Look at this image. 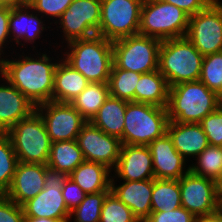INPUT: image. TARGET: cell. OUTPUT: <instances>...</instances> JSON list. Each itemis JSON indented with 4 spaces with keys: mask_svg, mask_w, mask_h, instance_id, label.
<instances>
[{
    "mask_svg": "<svg viewBox=\"0 0 222 222\" xmlns=\"http://www.w3.org/2000/svg\"><path fill=\"white\" fill-rule=\"evenodd\" d=\"M22 60L1 59V77L16 87L35 106L52 101L54 73L58 63L46 54L39 59L24 56Z\"/></svg>",
    "mask_w": 222,
    "mask_h": 222,
    "instance_id": "cell-1",
    "label": "cell"
},
{
    "mask_svg": "<svg viewBox=\"0 0 222 222\" xmlns=\"http://www.w3.org/2000/svg\"><path fill=\"white\" fill-rule=\"evenodd\" d=\"M169 121L200 123L218 108V94L200 81L183 82L169 87Z\"/></svg>",
    "mask_w": 222,
    "mask_h": 222,
    "instance_id": "cell-2",
    "label": "cell"
},
{
    "mask_svg": "<svg viewBox=\"0 0 222 222\" xmlns=\"http://www.w3.org/2000/svg\"><path fill=\"white\" fill-rule=\"evenodd\" d=\"M64 60L89 82L108 83L113 65L112 41L95 35L70 41Z\"/></svg>",
    "mask_w": 222,
    "mask_h": 222,
    "instance_id": "cell-3",
    "label": "cell"
},
{
    "mask_svg": "<svg viewBox=\"0 0 222 222\" xmlns=\"http://www.w3.org/2000/svg\"><path fill=\"white\" fill-rule=\"evenodd\" d=\"M203 57L186 36L163 40L159 47L158 70L169 87L199 81Z\"/></svg>",
    "mask_w": 222,
    "mask_h": 222,
    "instance_id": "cell-4",
    "label": "cell"
},
{
    "mask_svg": "<svg viewBox=\"0 0 222 222\" xmlns=\"http://www.w3.org/2000/svg\"><path fill=\"white\" fill-rule=\"evenodd\" d=\"M166 107L127 102L124 116L123 145L148 146L167 133Z\"/></svg>",
    "mask_w": 222,
    "mask_h": 222,
    "instance_id": "cell-5",
    "label": "cell"
},
{
    "mask_svg": "<svg viewBox=\"0 0 222 222\" xmlns=\"http://www.w3.org/2000/svg\"><path fill=\"white\" fill-rule=\"evenodd\" d=\"M189 15L173 4L160 0H144L141 8L139 33L161 41L185 37Z\"/></svg>",
    "mask_w": 222,
    "mask_h": 222,
    "instance_id": "cell-6",
    "label": "cell"
},
{
    "mask_svg": "<svg viewBox=\"0 0 222 222\" xmlns=\"http://www.w3.org/2000/svg\"><path fill=\"white\" fill-rule=\"evenodd\" d=\"M6 134L11 139L18 162L47 165L52 142L44 120L36 110L16 123Z\"/></svg>",
    "mask_w": 222,
    "mask_h": 222,
    "instance_id": "cell-7",
    "label": "cell"
},
{
    "mask_svg": "<svg viewBox=\"0 0 222 222\" xmlns=\"http://www.w3.org/2000/svg\"><path fill=\"white\" fill-rule=\"evenodd\" d=\"M161 40L140 34L112 42L113 64L140 74L158 70Z\"/></svg>",
    "mask_w": 222,
    "mask_h": 222,
    "instance_id": "cell-8",
    "label": "cell"
},
{
    "mask_svg": "<svg viewBox=\"0 0 222 222\" xmlns=\"http://www.w3.org/2000/svg\"><path fill=\"white\" fill-rule=\"evenodd\" d=\"M144 0H101L99 36L109 41L139 33Z\"/></svg>",
    "mask_w": 222,
    "mask_h": 222,
    "instance_id": "cell-9",
    "label": "cell"
},
{
    "mask_svg": "<svg viewBox=\"0 0 222 222\" xmlns=\"http://www.w3.org/2000/svg\"><path fill=\"white\" fill-rule=\"evenodd\" d=\"M67 177L65 173L47 166L44 189L22 205L24 216L70 222V212L62 196L63 183Z\"/></svg>",
    "mask_w": 222,
    "mask_h": 222,
    "instance_id": "cell-10",
    "label": "cell"
},
{
    "mask_svg": "<svg viewBox=\"0 0 222 222\" xmlns=\"http://www.w3.org/2000/svg\"><path fill=\"white\" fill-rule=\"evenodd\" d=\"M186 37L203 56L222 51V3L212 1L189 16Z\"/></svg>",
    "mask_w": 222,
    "mask_h": 222,
    "instance_id": "cell-11",
    "label": "cell"
},
{
    "mask_svg": "<svg viewBox=\"0 0 222 222\" xmlns=\"http://www.w3.org/2000/svg\"><path fill=\"white\" fill-rule=\"evenodd\" d=\"M182 207L196 218L217 212L222 207L215 181L190 170L179 179Z\"/></svg>",
    "mask_w": 222,
    "mask_h": 222,
    "instance_id": "cell-12",
    "label": "cell"
},
{
    "mask_svg": "<svg viewBox=\"0 0 222 222\" xmlns=\"http://www.w3.org/2000/svg\"><path fill=\"white\" fill-rule=\"evenodd\" d=\"M36 111L44 120L51 142L76 140L88 122L68 102L49 101L36 106Z\"/></svg>",
    "mask_w": 222,
    "mask_h": 222,
    "instance_id": "cell-13",
    "label": "cell"
},
{
    "mask_svg": "<svg viewBox=\"0 0 222 222\" xmlns=\"http://www.w3.org/2000/svg\"><path fill=\"white\" fill-rule=\"evenodd\" d=\"M101 20V0H74L58 19L67 44L98 34Z\"/></svg>",
    "mask_w": 222,
    "mask_h": 222,
    "instance_id": "cell-14",
    "label": "cell"
},
{
    "mask_svg": "<svg viewBox=\"0 0 222 222\" xmlns=\"http://www.w3.org/2000/svg\"><path fill=\"white\" fill-rule=\"evenodd\" d=\"M76 141L85 161L103 164L110 170L116 167L122 146L119 138L106 134L88 121Z\"/></svg>",
    "mask_w": 222,
    "mask_h": 222,
    "instance_id": "cell-15",
    "label": "cell"
},
{
    "mask_svg": "<svg viewBox=\"0 0 222 222\" xmlns=\"http://www.w3.org/2000/svg\"><path fill=\"white\" fill-rule=\"evenodd\" d=\"M46 167L40 163L18 162L5 195L20 206L37 196L44 189Z\"/></svg>",
    "mask_w": 222,
    "mask_h": 222,
    "instance_id": "cell-16",
    "label": "cell"
},
{
    "mask_svg": "<svg viewBox=\"0 0 222 222\" xmlns=\"http://www.w3.org/2000/svg\"><path fill=\"white\" fill-rule=\"evenodd\" d=\"M148 147L152 155L154 178L179 180L189 171V167L183 170L186 160L175 149L168 133L152 141Z\"/></svg>",
    "mask_w": 222,
    "mask_h": 222,
    "instance_id": "cell-17",
    "label": "cell"
},
{
    "mask_svg": "<svg viewBox=\"0 0 222 222\" xmlns=\"http://www.w3.org/2000/svg\"><path fill=\"white\" fill-rule=\"evenodd\" d=\"M115 175L124 181L154 179L151 151L148 146L122 145Z\"/></svg>",
    "mask_w": 222,
    "mask_h": 222,
    "instance_id": "cell-18",
    "label": "cell"
},
{
    "mask_svg": "<svg viewBox=\"0 0 222 222\" xmlns=\"http://www.w3.org/2000/svg\"><path fill=\"white\" fill-rule=\"evenodd\" d=\"M114 184L111 178V192L132 210L139 222H144L151 213L153 179L124 181L120 186Z\"/></svg>",
    "mask_w": 222,
    "mask_h": 222,
    "instance_id": "cell-19",
    "label": "cell"
},
{
    "mask_svg": "<svg viewBox=\"0 0 222 222\" xmlns=\"http://www.w3.org/2000/svg\"><path fill=\"white\" fill-rule=\"evenodd\" d=\"M6 83L0 85V133H6L36 110V106L16 87L8 81Z\"/></svg>",
    "mask_w": 222,
    "mask_h": 222,
    "instance_id": "cell-20",
    "label": "cell"
},
{
    "mask_svg": "<svg viewBox=\"0 0 222 222\" xmlns=\"http://www.w3.org/2000/svg\"><path fill=\"white\" fill-rule=\"evenodd\" d=\"M167 133L172 139L178 153L187 156H198L209 146L208 138L200 123H179L169 121Z\"/></svg>",
    "mask_w": 222,
    "mask_h": 222,
    "instance_id": "cell-21",
    "label": "cell"
},
{
    "mask_svg": "<svg viewBox=\"0 0 222 222\" xmlns=\"http://www.w3.org/2000/svg\"><path fill=\"white\" fill-rule=\"evenodd\" d=\"M90 82L77 70L63 62H58L54 73L52 101L70 103Z\"/></svg>",
    "mask_w": 222,
    "mask_h": 222,
    "instance_id": "cell-22",
    "label": "cell"
},
{
    "mask_svg": "<svg viewBox=\"0 0 222 222\" xmlns=\"http://www.w3.org/2000/svg\"><path fill=\"white\" fill-rule=\"evenodd\" d=\"M111 170L105 165L84 161L68 177L86 194L111 191Z\"/></svg>",
    "mask_w": 222,
    "mask_h": 222,
    "instance_id": "cell-23",
    "label": "cell"
},
{
    "mask_svg": "<svg viewBox=\"0 0 222 222\" xmlns=\"http://www.w3.org/2000/svg\"><path fill=\"white\" fill-rule=\"evenodd\" d=\"M126 100L109 95L98 113L91 119V123L108 135L121 140L123 145L124 116Z\"/></svg>",
    "mask_w": 222,
    "mask_h": 222,
    "instance_id": "cell-24",
    "label": "cell"
},
{
    "mask_svg": "<svg viewBox=\"0 0 222 222\" xmlns=\"http://www.w3.org/2000/svg\"><path fill=\"white\" fill-rule=\"evenodd\" d=\"M169 85L159 70L141 74L134 92V102L167 107Z\"/></svg>",
    "mask_w": 222,
    "mask_h": 222,
    "instance_id": "cell-25",
    "label": "cell"
},
{
    "mask_svg": "<svg viewBox=\"0 0 222 222\" xmlns=\"http://www.w3.org/2000/svg\"><path fill=\"white\" fill-rule=\"evenodd\" d=\"M30 5L24 7H13L10 11L9 16V34H13V40L19 45L21 43L20 39H24L25 42H34L37 38L40 37V33L43 32V24L38 18L37 14L30 13L28 10Z\"/></svg>",
    "mask_w": 222,
    "mask_h": 222,
    "instance_id": "cell-26",
    "label": "cell"
},
{
    "mask_svg": "<svg viewBox=\"0 0 222 222\" xmlns=\"http://www.w3.org/2000/svg\"><path fill=\"white\" fill-rule=\"evenodd\" d=\"M85 161L76 140L52 142L47 166L69 176Z\"/></svg>",
    "mask_w": 222,
    "mask_h": 222,
    "instance_id": "cell-27",
    "label": "cell"
},
{
    "mask_svg": "<svg viewBox=\"0 0 222 222\" xmlns=\"http://www.w3.org/2000/svg\"><path fill=\"white\" fill-rule=\"evenodd\" d=\"M109 95L108 83L90 82L70 103L87 121H91Z\"/></svg>",
    "mask_w": 222,
    "mask_h": 222,
    "instance_id": "cell-28",
    "label": "cell"
},
{
    "mask_svg": "<svg viewBox=\"0 0 222 222\" xmlns=\"http://www.w3.org/2000/svg\"><path fill=\"white\" fill-rule=\"evenodd\" d=\"M179 180L153 179L151 212L171 211L181 207Z\"/></svg>",
    "mask_w": 222,
    "mask_h": 222,
    "instance_id": "cell-29",
    "label": "cell"
},
{
    "mask_svg": "<svg viewBox=\"0 0 222 222\" xmlns=\"http://www.w3.org/2000/svg\"><path fill=\"white\" fill-rule=\"evenodd\" d=\"M141 74L117 68L114 64L108 80L110 96L134 102V92Z\"/></svg>",
    "mask_w": 222,
    "mask_h": 222,
    "instance_id": "cell-30",
    "label": "cell"
},
{
    "mask_svg": "<svg viewBox=\"0 0 222 222\" xmlns=\"http://www.w3.org/2000/svg\"><path fill=\"white\" fill-rule=\"evenodd\" d=\"M17 164L11 139L6 133H0V194L10 188Z\"/></svg>",
    "mask_w": 222,
    "mask_h": 222,
    "instance_id": "cell-31",
    "label": "cell"
},
{
    "mask_svg": "<svg viewBox=\"0 0 222 222\" xmlns=\"http://www.w3.org/2000/svg\"><path fill=\"white\" fill-rule=\"evenodd\" d=\"M197 159L198 165H189V170L215 181L222 169V147L209 145L197 156Z\"/></svg>",
    "mask_w": 222,
    "mask_h": 222,
    "instance_id": "cell-32",
    "label": "cell"
},
{
    "mask_svg": "<svg viewBox=\"0 0 222 222\" xmlns=\"http://www.w3.org/2000/svg\"><path fill=\"white\" fill-rule=\"evenodd\" d=\"M199 81L217 94L222 92V51L203 57Z\"/></svg>",
    "mask_w": 222,
    "mask_h": 222,
    "instance_id": "cell-33",
    "label": "cell"
},
{
    "mask_svg": "<svg viewBox=\"0 0 222 222\" xmlns=\"http://www.w3.org/2000/svg\"><path fill=\"white\" fill-rule=\"evenodd\" d=\"M110 191L87 194L78 207L70 212L75 222H99L102 205Z\"/></svg>",
    "mask_w": 222,
    "mask_h": 222,
    "instance_id": "cell-34",
    "label": "cell"
},
{
    "mask_svg": "<svg viewBox=\"0 0 222 222\" xmlns=\"http://www.w3.org/2000/svg\"><path fill=\"white\" fill-rule=\"evenodd\" d=\"M99 222H139L132 210L111 191L104 199Z\"/></svg>",
    "mask_w": 222,
    "mask_h": 222,
    "instance_id": "cell-35",
    "label": "cell"
},
{
    "mask_svg": "<svg viewBox=\"0 0 222 222\" xmlns=\"http://www.w3.org/2000/svg\"><path fill=\"white\" fill-rule=\"evenodd\" d=\"M209 145L222 147V110L217 108L200 122Z\"/></svg>",
    "mask_w": 222,
    "mask_h": 222,
    "instance_id": "cell-36",
    "label": "cell"
},
{
    "mask_svg": "<svg viewBox=\"0 0 222 222\" xmlns=\"http://www.w3.org/2000/svg\"><path fill=\"white\" fill-rule=\"evenodd\" d=\"M74 0H31L30 9L44 15L60 18Z\"/></svg>",
    "mask_w": 222,
    "mask_h": 222,
    "instance_id": "cell-37",
    "label": "cell"
},
{
    "mask_svg": "<svg viewBox=\"0 0 222 222\" xmlns=\"http://www.w3.org/2000/svg\"><path fill=\"white\" fill-rule=\"evenodd\" d=\"M196 217L184 207L171 211L151 212L144 222H196Z\"/></svg>",
    "mask_w": 222,
    "mask_h": 222,
    "instance_id": "cell-38",
    "label": "cell"
},
{
    "mask_svg": "<svg viewBox=\"0 0 222 222\" xmlns=\"http://www.w3.org/2000/svg\"><path fill=\"white\" fill-rule=\"evenodd\" d=\"M0 222H25L22 206L0 194Z\"/></svg>",
    "mask_w": 222,
    "mask_h": 222,
    "instance_id": "cell-39",
    "label": "cell"
},
{
    "mask_svg": "<svg viewBox=\"0 0 222 222\" xmlns=\"http://www.w3.org/2000/svg\"><path fill=\"white\" fill-rule=\"evenodd\" d=\"M87 194L69 177L64 181L62 196L69 212L80 205Z\"/></svg>",
    "mask_w": 222,
    "mask_h": 222,
    "instance_id": "cell-40",
    "label": "cell"
},
{
    "mask_svg": "<svg viewBox=\"0 0 222 222\" xmlns=\"http://www.w3.org/2000/svg\"><path fill=\"white\" fill-rule=\"evenodd\" d=\"M169 4H173L185 11L189 16L195 15L199 11L204 10L212 1L218 0H160Z\"/></svg>",
    "mask_w": 222,
    "mask_h": 222,
    "instance_id": "cell-41",
    "label": "cell"
},
{
    "mask_svg": "<svg viewBox=\"0 0 222 222\" xmlns=\"http://www.w3.org/2000/svg\"><path fill=\"white\" fill-rule=\"evenodd\" d=\"M10 11H11L10 7L3 6L0 9V56L1 52H3L2 49L4 48L3 47L5 45L4 43L7 40V38L10 36L9 27H8Z\"/></svg>",
    "mask_w": 222,
    "mask_h": 222,
    "instance_id": "cell-42",
    "label": "cell"
},
{
    "mask_svg": "<svg viewBox=\"0 0 222 222\" xmlns=\"http://www.w3.org/2000/svg\"><path fill=\"white\" fill-rule=\"evenodd\" d=\"M196 222H222V207L217 212L198 217Z\"/></svg>",
    "mask_w": 222,
    "mask_h": 222,
    "instance_id": "cell-43",
    "label": "cell"
},
{
    "mask_svg": "<svg viewBox=\"0 0 222 222\" xmlns=\"http://www.w3.org/2000/svg\"><path fill=\"white\" fill-rule=\"evenodd\" d=\"M0 3L5 7H24L29 5L28 0H0Z\"/></svg>",
    "mask_w": 222,
    "mask_h": 222,
    "instance_id": "cell-44",
    "label": "cell"
},
{
    "mask_svg": "<svg viewBox=\"0 0 222 222\" xmlns=\"http://www.w3.org/2000/svg\"><path fill=\"white\" fill-rule=\"evenodd\" d=\"M25 222H61L57 219L45 218V217H25Z\"/></svg>",
    "mask_w": 222,
    "mask_h": 222,
    "instance_id": "cell-45",
    "label": "cell"
},
{
    "mask_svg": "<svg viewBox=\"0 0 222 222\" xmlns=\"http://www.w3.org/2000/svg\"><path fill=\"white\" fill-rule=\"evenodd\" d=\"M216 188L218 190L219 196L222 199V169L220 171V174L215 179Z\"/></svg>",
    "mask_w": 222,
    "mask_h": 222,
    "instance_id": "cell-46",
    "label": "cell"
},
{
    "mask_svg": "<svg viewBox=\"0 0 222 222\" xmlns=\"http://www.w3.org/2000/svg\"><path fill=\"white\" fill-rule=\"evenodd\" d=\"M218 108L222 110V92L218 94Z\"/></svg>",
    "mask_w": 222,
    "mask_h": 222,
    "instance_id": "cell-47",
    "label": "cell"
}]
</instances>
